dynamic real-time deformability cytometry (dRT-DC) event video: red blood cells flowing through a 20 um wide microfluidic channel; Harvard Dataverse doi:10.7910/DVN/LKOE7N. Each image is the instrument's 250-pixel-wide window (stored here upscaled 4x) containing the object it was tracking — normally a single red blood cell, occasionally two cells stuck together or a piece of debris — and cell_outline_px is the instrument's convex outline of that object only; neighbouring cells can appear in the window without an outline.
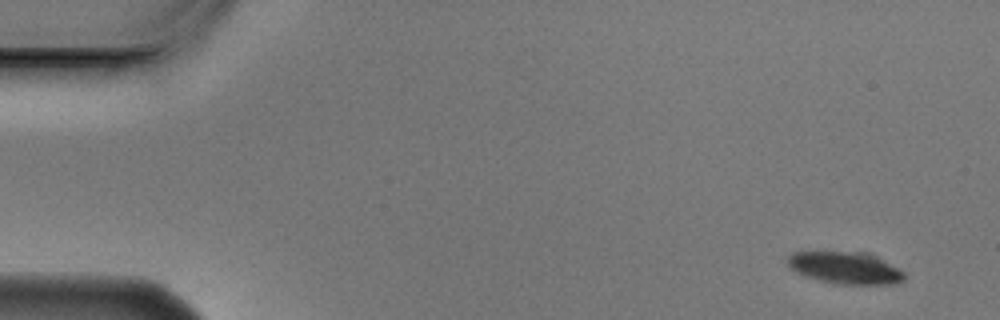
{"species": "Egyptian fruit bat (a non-hibernating species)", "species_latin": "Rousettus aegyptiacus", "temperature_condition": "cold", "stored_images_in_passage": 4, "camera_frame_rate_fps": 3000, "um_per_image_px": 0.085, "animal": {"sex": "male"}, "frame": {"image": 1, "passage_image": 1, "time_ms": 0.0, "image_size_px": [1000, 320], "cell_outline_px": [[904, 280], [896, 284], [836, 284], [804, 276], [788, 268], [788, 256], [792, 252], [860, 252], [884, 260], [904, 272]], "centroid_in_image_um": [71.81, 22.78], "position_along_channel_um": 13.2, "area_um2": 21.62}}